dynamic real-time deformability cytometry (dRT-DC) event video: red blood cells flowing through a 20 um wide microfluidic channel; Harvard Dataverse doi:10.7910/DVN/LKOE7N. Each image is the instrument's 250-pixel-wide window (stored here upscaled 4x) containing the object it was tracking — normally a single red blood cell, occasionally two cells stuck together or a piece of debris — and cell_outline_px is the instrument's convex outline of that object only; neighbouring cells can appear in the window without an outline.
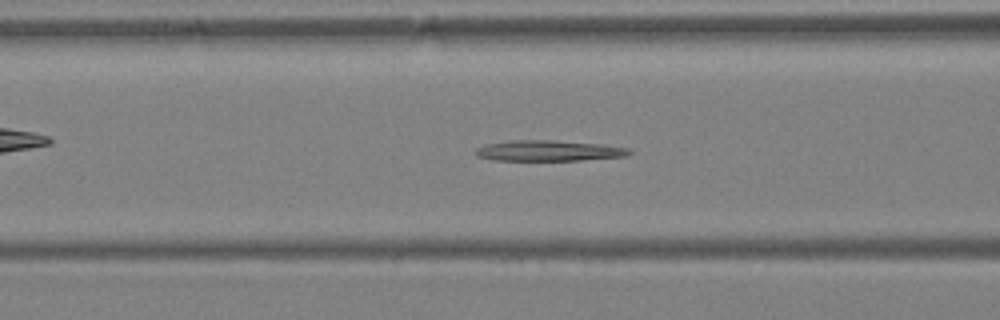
{"species": "Egyptian fruit bat (a non-hibernating species)", "species_latin": "Rousettus aegyptiacus", "temperature_condition": "warm", "stored_images_in_passage": 40, "camera_frame_rate_fps": 3000, "um_per_image_px": 0.085, "animal": {"sex": "female"}, "frame": {"image": 1, "passage_image": 16, "time_ms": 5.0, "image_size_px": [1000, 320], "cell_outline_px": [[632, 152], [628, 156], [580, 160], [492, 160], [476, 156], [476, 148], [484, 144], [508, 140], [552, 140], [600, 144], [628, 148]], "centroid_in_image_um": [46.6, 12.8], "position_along_channel_um": 120.0, "area_um2": 18.55}}
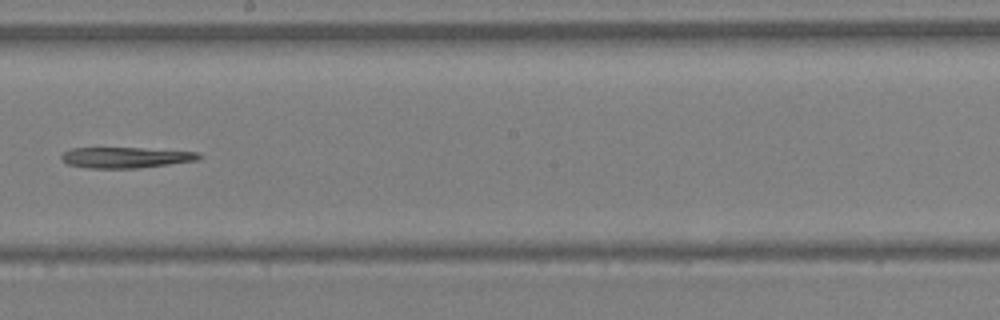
{"frame": {"image": 2, "passage_image": 23, "time_ms": 7.333, "image_size_px": [1000, 320], "cell_outline_px": [[204, 156], [196, 160], [168, 164], [136, 168], [88, 168], [68, 164], [60, 160], [60, 156], [64, 152], [72, 148], [144, 148], [200, 152]], "centroid_in_image_um": [10.68, 13.38], "position_along_channel_um": 237.5, "area_um2": 16.65}}
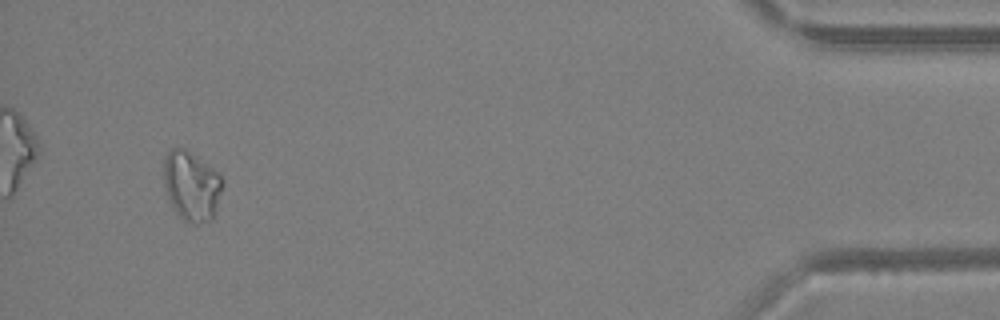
{"frame": {"image": 3, "passage_image": 38, "time_ms": 12.333, "image_size_px": [1000, 320], "cell_outline_px": [[224, 184], [212, 220], [196, 224], [184, 220], [176, 212], [168, 196], [164, 184], [164, 156], [172, 148], [184, 148], [196, 156], [212, 168], [224, 180]], "centroid_in_image_um": [16.29, 15.8], "position_along_channel_um": 418.9, "area_um2": 23.58}}